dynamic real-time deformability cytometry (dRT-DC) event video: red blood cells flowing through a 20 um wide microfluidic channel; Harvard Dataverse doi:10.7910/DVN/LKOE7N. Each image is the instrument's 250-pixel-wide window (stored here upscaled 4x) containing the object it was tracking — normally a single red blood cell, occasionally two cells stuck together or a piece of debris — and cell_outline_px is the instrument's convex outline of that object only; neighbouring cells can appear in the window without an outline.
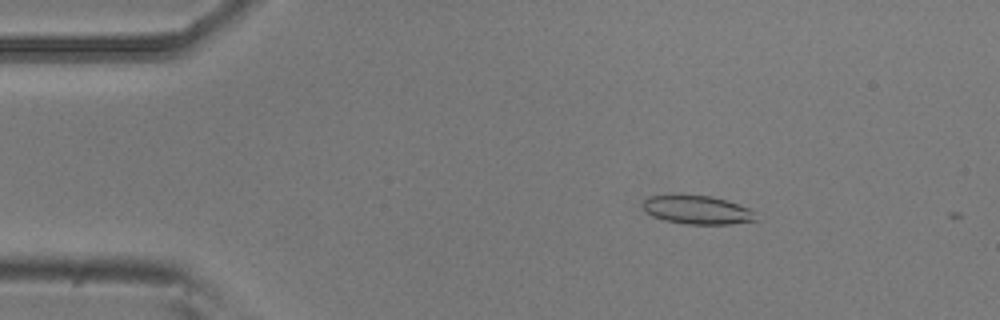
{"species": "common noctule bat (a hibernating species)", "species_latin": "Nyctalus noctula", "temperature_condition": "room temperature", "stored_images_in_passage": 11, "camera_frame_rate_fps": 3000, "um_per_image_px": 0.085, "animal": {"sex": "male", "body_mass_g": 20.5, "forearm_length_mm": 52.5}, "frame": {"image": 1, "passage_image": 9, "time_ms": 2.667, "image_size_px": [1000, 320], "cell_outline_px": [[756, 220], [728, 224], [688, 224], [664, 220], [652, 216], [640, 204], [648, 196], [680, 192], [712, 196], [748, 208], [752, 212]], "centroid_in_image_um": [59.14, 17.79], "position_along_channel_um": 25.9, "area_um2": 19.13}}